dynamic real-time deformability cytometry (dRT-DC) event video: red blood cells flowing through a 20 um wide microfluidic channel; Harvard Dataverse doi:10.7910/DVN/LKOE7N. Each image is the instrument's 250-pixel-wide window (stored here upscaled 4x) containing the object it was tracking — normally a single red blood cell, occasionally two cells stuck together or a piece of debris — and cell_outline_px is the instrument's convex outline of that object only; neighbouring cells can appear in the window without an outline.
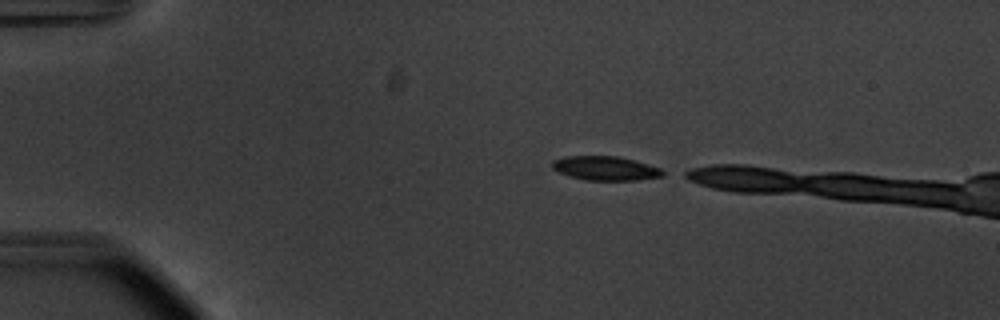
{"species": "common noctule bat (a hibernating species)", "species_latin": "Nyctalus noctula", "temperature_condition": "warm", "stored_images_in_passage": 7, "camera_frame_rate_fps": 3000, "um_per_image_px": 0.085, "animal": {"sex": "male", "body_mass_g": 20.1, "forearm_length_mm": 53.5}, "frame": {"image": 1, "passage_image": 1, "time_ms": 0.0, "image_size_px": [1000, 320], "cell_outline_px": [[668, 172], [664, 176], [636, 180], [588, 180], [556, 172], [552, 168], [552, 160], [564, 156], [616, 156], [636, 160], [660, 168]], "centroid_in_image_um": [51.49, 14.3], "position_along_channel_um": 33.5, "area_um2": 15.66}}